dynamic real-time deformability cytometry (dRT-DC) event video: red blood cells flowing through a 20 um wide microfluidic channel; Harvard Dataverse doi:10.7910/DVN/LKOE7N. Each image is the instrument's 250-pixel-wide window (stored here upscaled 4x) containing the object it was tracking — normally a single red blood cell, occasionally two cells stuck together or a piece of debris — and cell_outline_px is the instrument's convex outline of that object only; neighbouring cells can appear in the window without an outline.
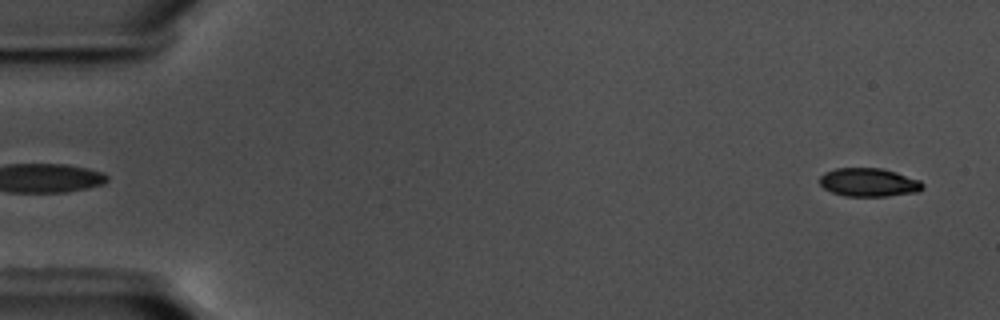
{"species": "common noctule bat (a hibernating species)", "species_latin": "Nyctalus noctula", "temperature_condition": "warm", "stored_images_in_passage": 57, "camera_frame_rate_fps": 3000, "um_per_image_px": 0.085, "animal": {"sex": "male", "body_mass_g": 17.5, "forearm_length_mm": 52.3}, "frame": {"image": 1, "passage_image": 2, "time_ms": 0.333, "image_size_px": [1000, 320], "cell_outline_px": [[924, 188], [920, 192], [888, 196], [844, 196], [832, 192], [824, 188], [820, 184], [820, 176], [824, 172], [836, 168], [880, 168], [896, 172], [920, 180], [924, 184]], "centroid_in_image_um": [73.87, 15.5], "position_along_channel_um": 11.1, "area_um2": 17.22}}
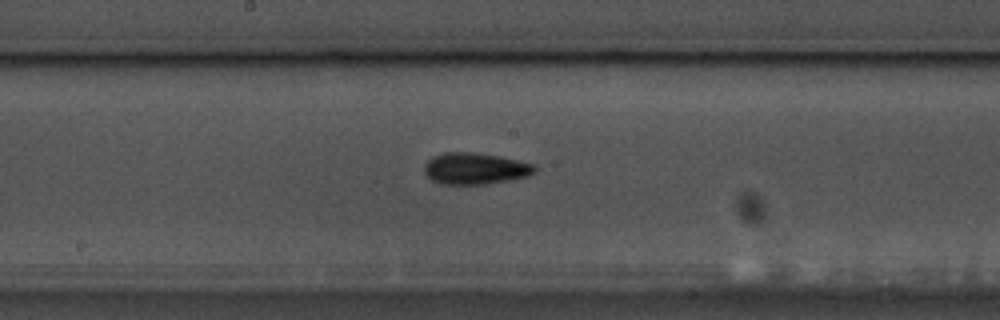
{"frame": {"image": 2, "passage_image": 30, "time_ms": 9.667, "image_size_px": [1000, 320], "cell_outline_px": [[536, 172], [528, 176], [508, 180], [484, 184], [440, 184], [432, 180], [424, 172], [424, 164], [432, 156], [444, 152], [472, 152], [496, 156], [536, 164]], "centroid_in_image_um": [40.37, 14.32], "position_along_channel_um": 207.8, "area_um2": 20.23}}
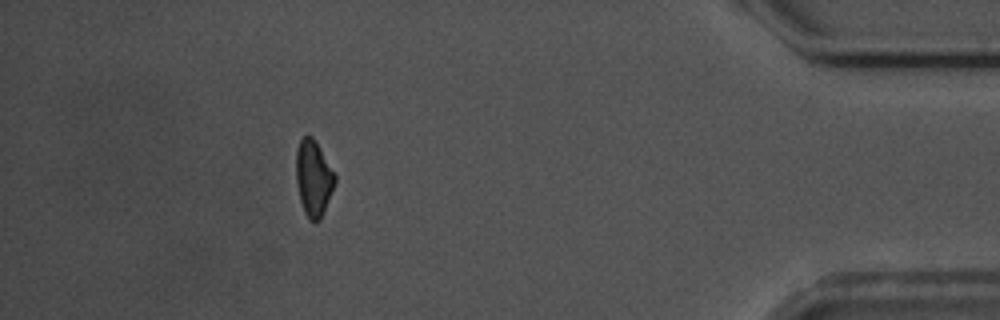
{"frame": {"image": 3, "passage_image": 51, "time_ms": 16.667, "image_size_px": [1000, 320], "cell_outline_px": [[336, 180], [320, 220], [316, 224], [312, 224], [308, 220], [304, 212], [300, 200], [296, 184], [296, 152], [300, 140], [304, 136], [312, 136], [336, 176]], "centroid_in_image_um": [26.62, 15.21], "position_along_channel_um": 408.6, "area_um2": 17.05}, "authors_computed_cell_mechanics": {"area_um2": 17.8024, "velocity_mm_per_s": 3.5899, "shape_relaxation_time_tau1_ms": 3.5364, "shape_relaxation_time_tau2_ms": 7.6402, "deformation_change_tau1": 0.1219, "deformation_change_tau2": 0.1491}}